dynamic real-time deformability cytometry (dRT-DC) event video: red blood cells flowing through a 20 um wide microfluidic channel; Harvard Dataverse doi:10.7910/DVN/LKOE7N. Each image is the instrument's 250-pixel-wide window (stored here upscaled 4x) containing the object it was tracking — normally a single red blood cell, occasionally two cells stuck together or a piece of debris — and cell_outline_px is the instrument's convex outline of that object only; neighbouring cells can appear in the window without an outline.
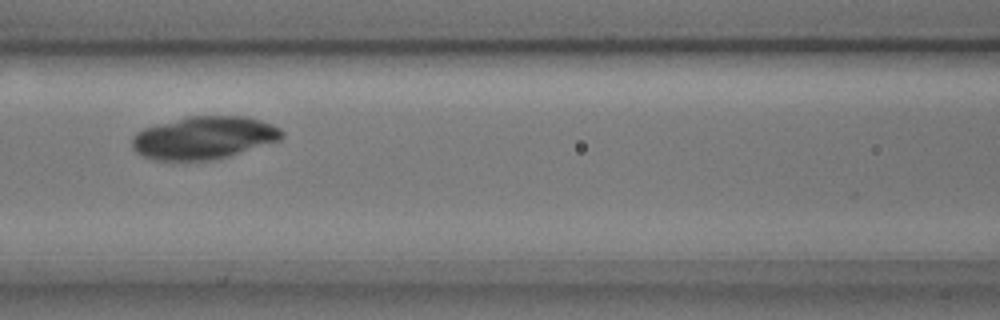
{"species": "common noctule bat (a hibernating species)", "species_latin": "Nyctalus noctula", "temperature_condition": "cold", "stored_images_in_passage": 7, "camera_frame_rate_fps": 3000, "um_per_image_px": 0.085, "animal": {"sex": "male", "body_mass_g": 17.9, "forearm_length_mm": 54.2}, "frame": {"image": 1, "passage_image": 4, "time_ms": 1.0, "image_size_px": [1000, 320], "cell_outline_px": [[284, 136], [280, 140], [228, 156], [208, 160], [156, 160], [144, 156], [136, 152], [132, 148], [132, 136], [136, 132], [144, 128], [188, 116], [248, 116], [272, 124], [280, 128], [284, 132]], "centroid_in_image_um": [17.34, 11.7], "position_along_channel_um": 149.3, "area_um2": 37.17}}
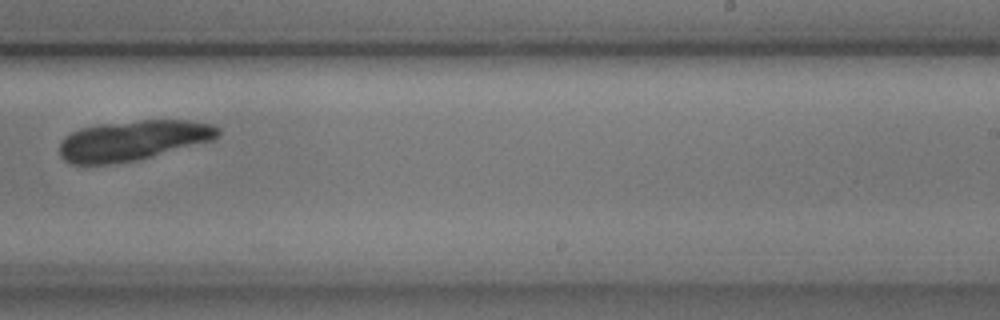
{"frame": {"image": 2, "passage_image": 7, "time_ms": 2.0, "image_size_px": [1000, 320], "cell_outline_px": [[220, 136], [212, 140], [140, 160], [112, 164], [72, 164], [64, 160], [60, 156], [60, 140], [64, 136], [80, 128], [96, 124], [140, 120], [192, 120], [216, 124], [220, 128]], "centroid_in_image_um": [11.32, 11.93], "position_along_channel_um": 277.7, "area_um2": 37.63}}